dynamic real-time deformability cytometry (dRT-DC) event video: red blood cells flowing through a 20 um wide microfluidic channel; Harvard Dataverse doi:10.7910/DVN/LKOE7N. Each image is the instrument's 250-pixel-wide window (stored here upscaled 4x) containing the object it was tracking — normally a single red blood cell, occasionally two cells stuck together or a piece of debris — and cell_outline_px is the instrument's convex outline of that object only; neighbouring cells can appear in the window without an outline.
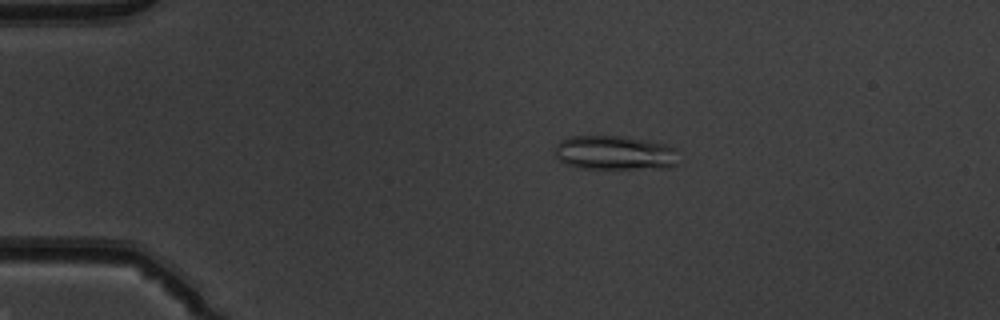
{"species": "common noctule bat (a hibernating species)", "species_latin": "Nyctalus noctula", "temperature_condition": "warm", "stored_images_in_passage": 50, "camera_frame_rate_fps": 3000, "um_per_image_px": 0.085, "animal": {"sex": "male", "body_mass_g": 19.5, "forearm_length_mm": 54.6}, "frame": {"image": 1, "passage_image": 10, "time_ms": 3.0, "image_size_px": [1000, 320], "cell_outline_px": [[676, 164], [668, 168], [580, 168], [568, 164], [560, 160], [556, 156], [556, 144], [560, 140], [568, 136], [624, 136], [648, 140], [664, 144], [676, 148]], "centroid_in_image_um": [52.25, 12.97], "position_along_channel_um": 32.7, "area_um2": 24.62}}
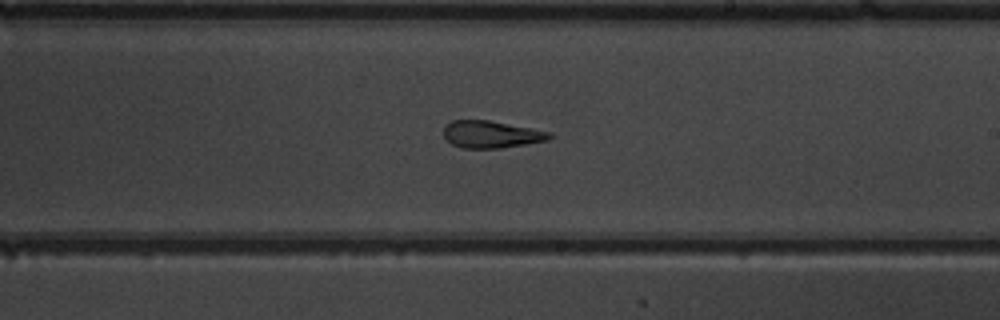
{"frame": {"image": 2, "passage_image": 30, "time_ms": 9.667, "image_size_px": [1000, 320], "cell_outline_px": [[552, 136], [548, 140], [500, 148], [460, 148], [452, 144], [444, 136], [444, 124], [452, 120], [488, 120], [532, 128], [548, 132]], "centroid_in_image_um": [41.7, 11.41], "position_along_channel_um": 247.3, "area_um2": 16.65}}
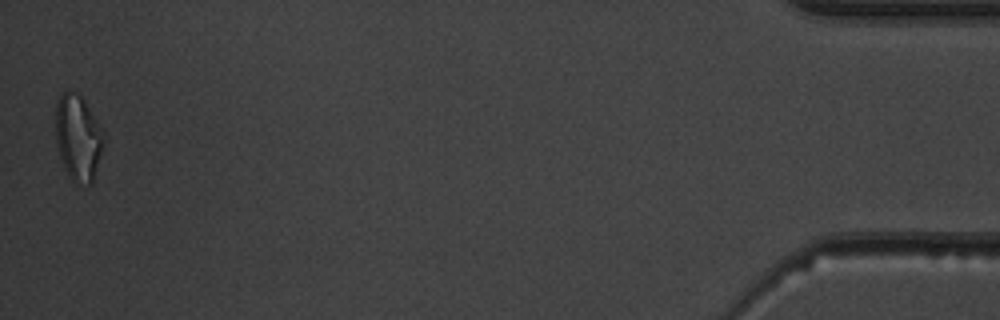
{"frame": {"image": 3, "passage_image": 50, "time_ms": 16.333, "image_size_px": [1000, 320], "cell_outline_px": [[104, 144], [92, 184], [88, 184], [72, 180], [68, 176], [64, 168], [56, 144], [56, 104], [60, 92], [68, 88], [76, 92], [84, 100], [104, 132]], "centroid_in_image_um": [6.63, 11.66], "position_along_channel_um": 428.6, "area_um2": 24.16}, "authors_computed_cell_mechanics": {"area_um2": 19.1318, "velocity_mm_per_s": 4.0061, "shape_relaxation_time_tau1_ms": null, "shape_relaxation_time_tau2_ms": 1.777, "deformation_change_tau1": null, "deformation_change_tau2": 0.1124}}